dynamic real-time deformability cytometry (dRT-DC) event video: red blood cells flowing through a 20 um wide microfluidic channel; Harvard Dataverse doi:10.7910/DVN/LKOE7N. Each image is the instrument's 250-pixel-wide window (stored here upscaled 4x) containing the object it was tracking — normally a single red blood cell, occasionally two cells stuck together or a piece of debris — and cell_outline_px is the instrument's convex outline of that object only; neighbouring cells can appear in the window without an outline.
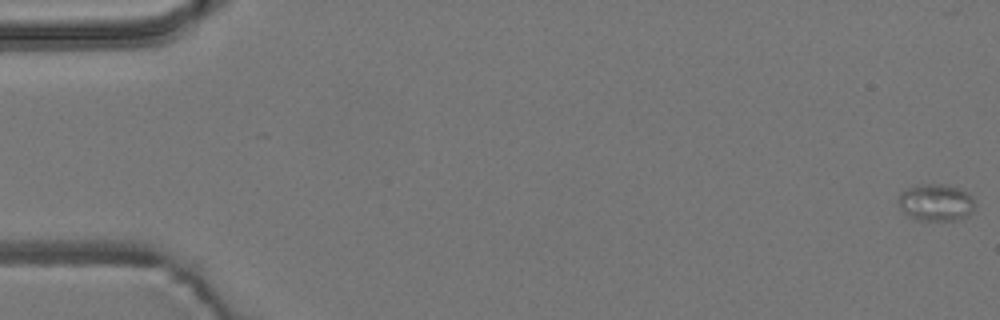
{"species": "common noctule bat (a hibernating species)", "species_latin": "Nyctalus noctula", "temperature_condition": "room temperature", "stored_images_in_passage": 8, "camera_frame_rate_fps": 3000, "um_per_image_px": 0.085, "animal": {"sex": "male", "body_mass_g": 19.2, "forearm_length_mm": 51.8}, "frame": {"image": 1, "passage_image": 1, "time_ms": 0.0, "image_size_px": [1000, 320], "cell_outline_px": [[976, 204], [968, 216], [956, 220], [916, 220], [908, 216], [904, 212], [896, 200], [900, 192], [908, 188], [924, 184], [940, 184], [956, 188], [972, 196]], "centroid_in_image_um": [79.52, 17.23], "position_along_channel_um": 5.5, "area_um2": 16.42}}
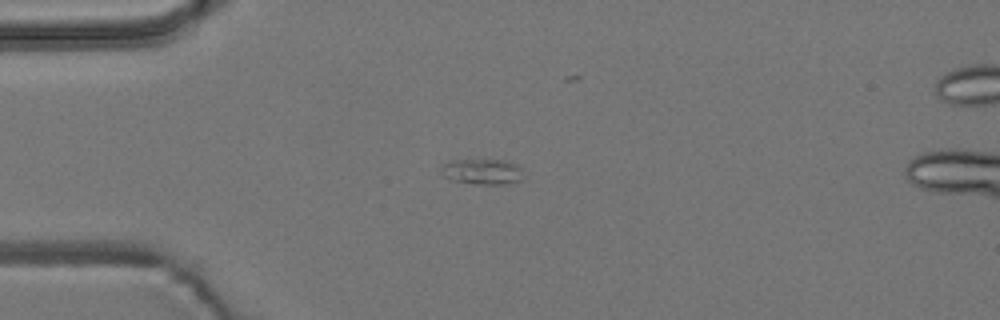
{"frame": {"image": 2, "passage_image": 5, "time_ms": 1.333, "image_size_px": [1000, 320], "cell_outline_px": [[520, 180], [504, 184], [476, 184], [452, 180], [444, 176], [440, 172], [440, 168], [448, 160], [508, 160], [516, 164], [520, 168]], "centroid_in_image_um": [40.94, 14.58], "position_along_channel_um": 44.1, "area_um2": 12.14}}